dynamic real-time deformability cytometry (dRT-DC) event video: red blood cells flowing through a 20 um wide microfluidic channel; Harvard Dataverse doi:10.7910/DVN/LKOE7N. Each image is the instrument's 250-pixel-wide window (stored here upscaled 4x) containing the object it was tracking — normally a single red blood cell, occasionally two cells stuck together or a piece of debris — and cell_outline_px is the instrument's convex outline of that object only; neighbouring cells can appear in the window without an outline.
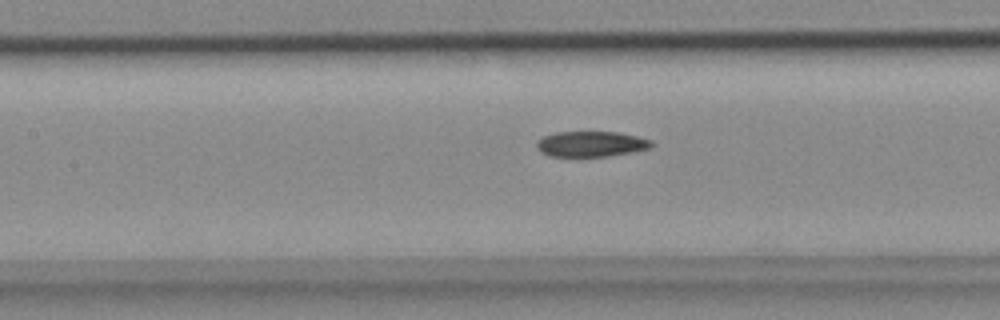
{"species": "common noctule bat (a hibernating species)", "species_latin": "Nyctalus noctula", "temperature_condition": "cold", "stored_images_in_passage": 38, "camera_frame_rate_fps": 3000, "um_per_image_px": 0.085, "animal": {"sex": "female", "body_mass_g": 18.4}, "frame": {"image": 1, "passage_image": 15, "time_ms": 4.667, "image_size_px": [1000, 320], "cell_outline_px": [[656, 144], [652, 148], [608, 156], [548, 156], [540, 152], [536, 148], [536, 140], [544, 136], [556, 132], [620, 132], [652, 140]], "centroid_in_image_um": [50.25, 12.23], "position_along_channel_um": 157.2, "area_um2": 17.22}}
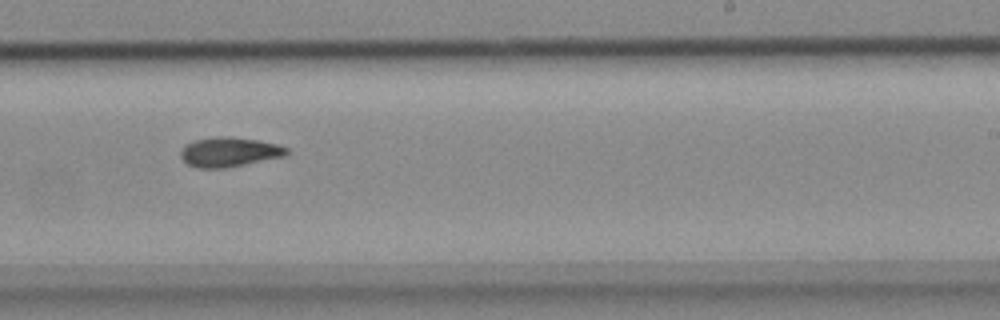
{"frame": {"image": 2, "passage_image": 24, "time_ms": 7.667, "image_size_px": [1000, 320], "cell_outline_px": [[288, 152], [284, 156], [224, 168], [200, 168], [188, 164], [180, 156], [180, 152], [188, 144], [196, 140], [220, 136], [228, 136], [260, 140], [276, 144], [288, 148]], "centroid_in_image_um": [19.5, 12.91], "position_along_channel_um": 269.5, "area_um2": 17.92}}
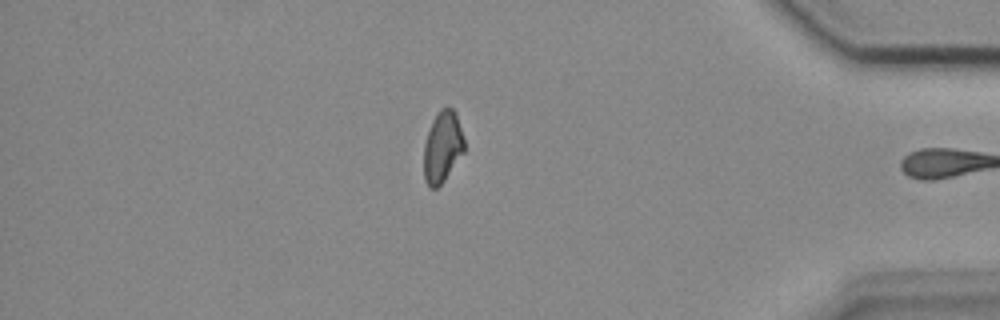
{"frame": {"image": 3, "passage_image": 37, "time_ms": 12.0, "image_size_px": [1000, 320], "cell_outline_px": [[464, 152], [444, 180], [436, 188], [428, 188], [424, 180], [424, 144], [432, 120], [440, 108], [452, 108], [456, 112], [464, 140]], "centroid_in_image_um": [37.6, 12.49], "position_along_channel_um": 397.6, "area_um2": 16.76}}